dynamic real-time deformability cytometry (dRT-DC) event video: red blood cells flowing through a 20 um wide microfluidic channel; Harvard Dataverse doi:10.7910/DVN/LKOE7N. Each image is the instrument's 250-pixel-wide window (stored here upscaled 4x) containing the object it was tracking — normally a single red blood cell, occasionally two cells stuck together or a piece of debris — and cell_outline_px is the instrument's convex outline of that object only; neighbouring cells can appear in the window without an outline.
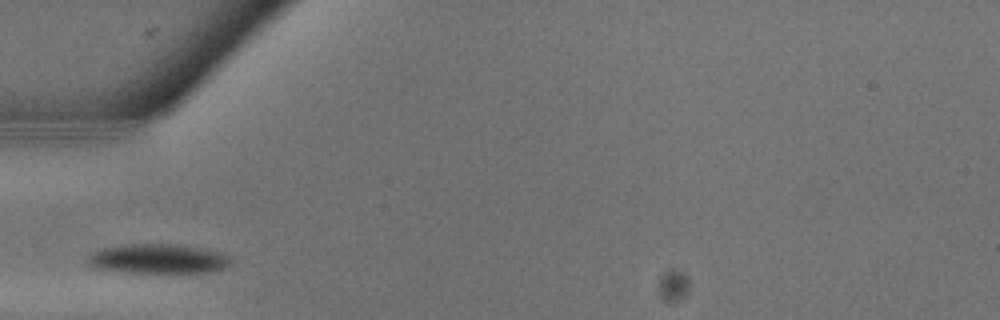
{"species": "common noctule bat (a hibernating species)", "species_latin": "Nyctalus noctula", "temperature_condition": "warm", "stored_images_in_passage": 2, "camera_frame_rate_fps": 3000, "um_per_image_px": 0.085, "animal": {"sex": "male", "body_mass_g": 13.3}, "frame": {"image": 1, "passage_image": 1, "time_ms": 0.0, "image_size_px": [1000, 320], "cell_outline_px": [[232, 256], [228, 264], [224, 268], [208, 272], [124, 272], [96, 268], [88, 264], [84, 260], [92, 252], [100, 248], [120, 244], [176, 244], [204, 248], [220, 252]], "centroid_in_image_um": [13.39, 21.98], "position_along_channel_um": 71.6, "area_um2": 24.85}}